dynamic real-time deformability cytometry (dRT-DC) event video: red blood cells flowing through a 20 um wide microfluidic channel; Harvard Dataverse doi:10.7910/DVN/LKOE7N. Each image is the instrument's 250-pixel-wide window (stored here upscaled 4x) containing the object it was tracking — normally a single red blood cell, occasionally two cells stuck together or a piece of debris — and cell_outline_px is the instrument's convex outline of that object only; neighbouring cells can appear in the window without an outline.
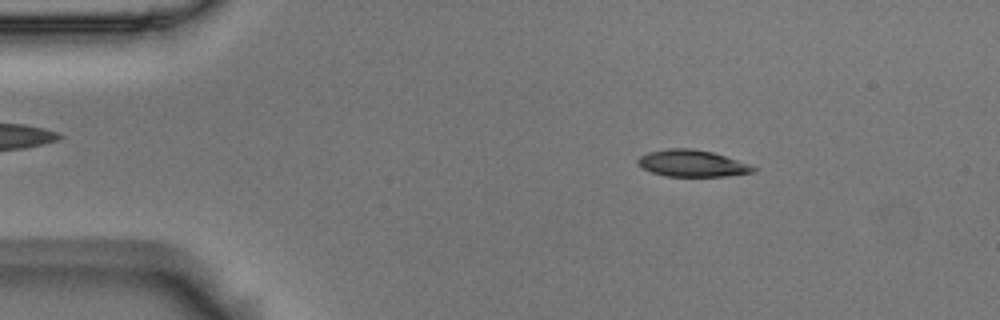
{"species": "Egyptian fruit bat (a non-hibernating species)", "species_latin": "Rousettus aegyptiacus", "temperature_condition": "room temperature", "stored_images_in_passage": 4, "camera_frame_rate_fps": 3000, "um_per_image_px": 0.085, "animal": {"sex": "male"}, "frame": {"image": 1, "passage_image": 2, "time_ms": 0.333, "image_size_px": [1000, 320], "cell_outline_px": [[760, 168], [756, 172], [724, 176], [664, 176], [652, 172], [644, 168], [636, 160], [640, 156], [648, 152], [668, 148], [692, 148], [712, 152]], "centroid_in_image_um": [58.85, 13.88], "position_along_channel_um": 26.1, "area_um2": 17.86}}